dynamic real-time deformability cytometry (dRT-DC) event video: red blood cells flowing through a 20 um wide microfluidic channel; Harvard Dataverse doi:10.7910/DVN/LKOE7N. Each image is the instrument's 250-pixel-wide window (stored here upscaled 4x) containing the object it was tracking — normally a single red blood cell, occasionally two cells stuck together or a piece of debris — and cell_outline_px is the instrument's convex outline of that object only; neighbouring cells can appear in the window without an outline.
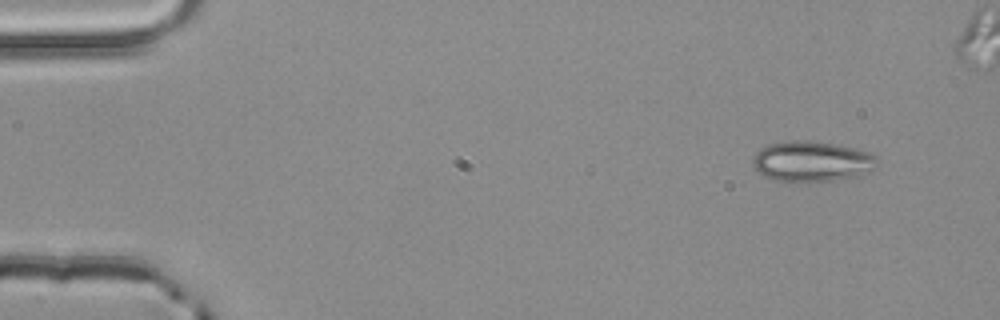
{"species": "common noctule bat (a hibernating species)", "species_latin": "Nyctalus noctula", "temperature_condition": "room temperature", "stored_images_in_passage": 4, "camera_frame_rate_fps": 3000, "um_per_image_px": 0.085, "animal": {"sex": "male", "body_mass_g": 20.4}, "frame": {"image": 1, "passage_image": 1, "time_ms": 0.0, "image_size_px": [1000, 320], "cell_outline_px": [[876, 164], [872, 168], [856, 176], [832, 180], [776, 180], [764, 176], [752, 164], [752, 160], [756, 152], [760, 148], [768, 144], [792, 140], [812, 140], [836, 144], [856, 148], [872, 152], [876, 156]], "centroid_in_image_um": [68.99, 13.67], "position_along_channel_um": 16.0, "area_um2": 28.9}}
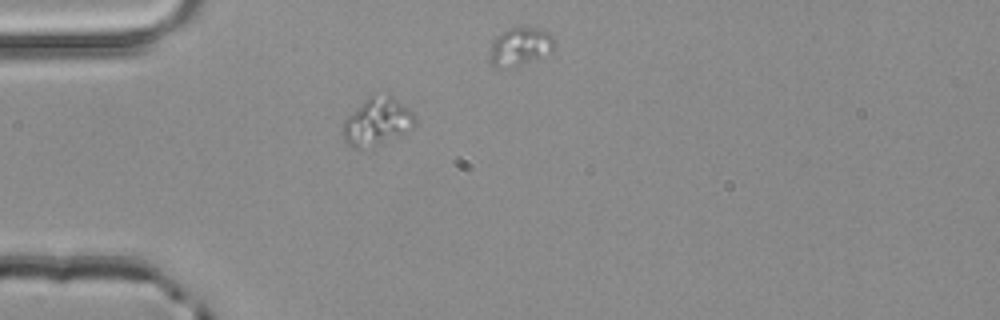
{"frame": {"image": 2, "passage_image": 4, "time_ms": 1.0, "image_size_px": [1000, 320], "cell_outline_px": [[416, 124], [400, 132], [356, 148], [352, 148], [348, 144], [344, 136], [344, 120], [368, 96], [388, 96], [412, 112], [416, 116]], "centroid_in_image_um": [32.0, 10.27], "position_along_channel_um": 53.0, "area_um2": 17.92}}